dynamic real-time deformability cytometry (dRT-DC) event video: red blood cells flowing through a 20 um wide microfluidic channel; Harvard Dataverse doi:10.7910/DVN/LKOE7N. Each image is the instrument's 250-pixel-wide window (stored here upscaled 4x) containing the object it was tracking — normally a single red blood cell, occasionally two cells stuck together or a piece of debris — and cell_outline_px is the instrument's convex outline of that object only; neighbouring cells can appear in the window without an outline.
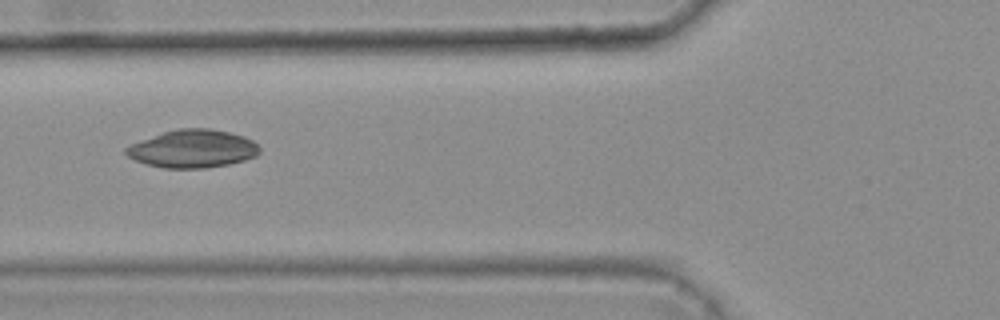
{"species": "common noctule bat (a hibernating species)", "species_latin": "Nyctalus noctula", "temperature_condition": "warm", "stored_images_in_passage": 6, "camera_frame_rate_fps": 3000, "um_per_image_px": 0.085, "animal": {"sex": "female", "body_mass_g": 25.1}, "frame": {"image": 1, "passage_image": 5, "time_ms": 1.333, "image_size_px": [1000, 320], "cell_outline_px": [[260, 152], [256, 156], [244, 160], [228, 164], [204, 168], [164, 168], [148, 164], [136, 160], [128, 156], [124, 152], [124, 148], [140, 140], [176, 128], [208, 128], [228, 132], [244, 136], [252, 140], [260, 148]], "centroid_in_image_um": [16.38, 12.64], "position_along_channel_um": 109.4, "area_um2": 29.36}}
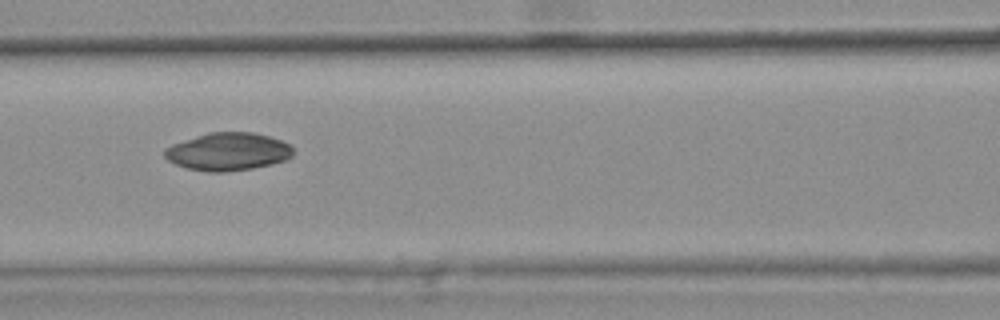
{"frame": {"image": 2, "passage_image": 6, "time_ms": 1.667, "image_size_px": [1000, 320], "cell_outline_px": [[292, 156], [288, 160], [272, 164], [252, 168], [224, 172], [208, 172], [188, 168], [176, 164], [168, 160], [164, 156], [164, 148], [172, 144], [208, 132], [252, 132], [268, 136], [280, 140], [288, 144], [292, 148]], "centroid_in_image_um": [19.37, 12.89], "position_along_channel_um": 147.2, "area_um2": 28.26}}